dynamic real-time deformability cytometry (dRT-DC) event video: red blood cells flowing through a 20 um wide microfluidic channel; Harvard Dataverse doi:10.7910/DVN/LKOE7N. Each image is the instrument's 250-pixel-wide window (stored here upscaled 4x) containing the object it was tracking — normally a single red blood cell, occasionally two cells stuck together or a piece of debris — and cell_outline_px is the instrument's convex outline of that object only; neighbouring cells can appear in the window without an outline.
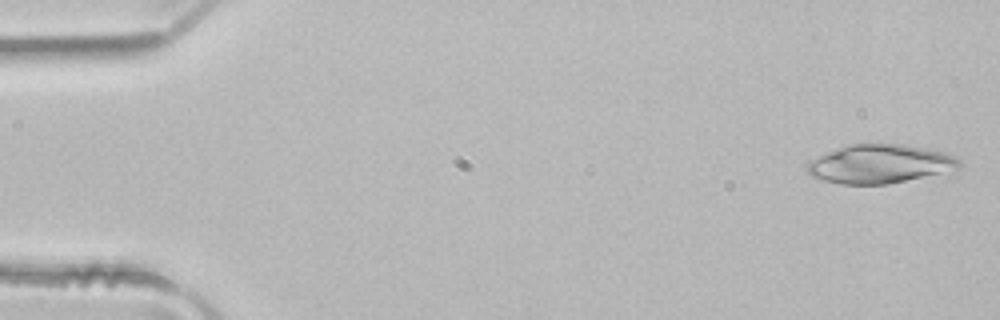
{"species": "common noctule bat (a hibernating species)", "species_latin": "Nyctalus noctula", "temperature_condition": "room temperature", "stored_images_in_passage": 4, "camera_frame_rate_fps": 3000, "um_per_image_px": 0.085, "animal": {"sex": "male", "body_mass_g": 21.5, "forearm_length_mm": 52.0}, "frame": {"image": 1, "passage_image": 1, "time_ms": 0.0, "image_size_px": [1000, 320], "cell_outline_px": [[964, 164], [960, 168], [888, 184], [840, 184], [824, 180], [812, 176], [808, 172], [808, 164], [812, 160], [836, 148], [848, 144], [904, 144], [944, 152], [956, 156]], "centroid_in_image_um": [74.83, 13.92], "position_along_channel_um": 10.2, "area_um2": 33.99}}